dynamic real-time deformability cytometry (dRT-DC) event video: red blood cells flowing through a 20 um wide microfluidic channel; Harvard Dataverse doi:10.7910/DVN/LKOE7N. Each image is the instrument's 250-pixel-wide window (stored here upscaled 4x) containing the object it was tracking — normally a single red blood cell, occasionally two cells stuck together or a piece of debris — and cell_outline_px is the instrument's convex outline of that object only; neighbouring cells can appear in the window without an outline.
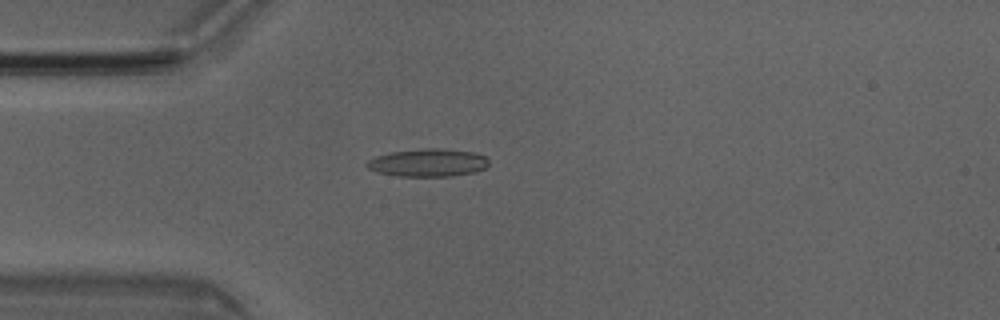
{"species": "Egyptian fruit bat (a non-hibernating species)", "species_latin": "Rousettus aegyptiacus", "temperature_condition": "room temperature", "stored_images_in_passage": 4, "camera_frame_rate_fps": 3000, "um_per_image_px": 0.085, "animal": {"sex": "male"}, "frame": {"image": 1, "passage_image": 4, "time_ms": 1.0, "image_size_px": [1000, 320], "cell_outline_px": [[488, 164], [484, 168], [476, 172], [452, 176], [400, 176], [376, 172], [368, 168], [364, 164], [368, 160], [376, 156], [392, 152], [424, 148], [444, 148], [476, 152], [484, 156], [488, 160]], "centroid_in_image_um": [36.39, 13.82], "position_along_channel_um": 48.6, "area_um2": 19.88}}